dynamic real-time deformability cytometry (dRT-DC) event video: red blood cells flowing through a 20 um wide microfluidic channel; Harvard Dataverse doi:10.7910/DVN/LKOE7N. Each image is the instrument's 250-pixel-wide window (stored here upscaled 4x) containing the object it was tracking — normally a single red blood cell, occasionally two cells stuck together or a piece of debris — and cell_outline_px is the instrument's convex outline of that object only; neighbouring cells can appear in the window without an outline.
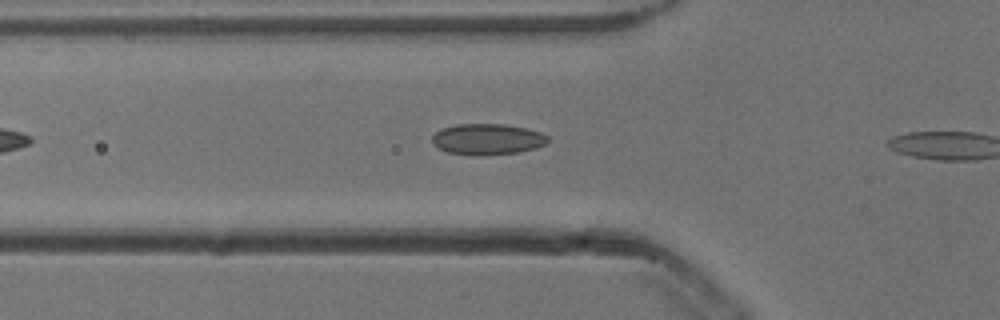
{"species": "common noctule bat (a hibernating species)", "species_latin": "Nyctalus noctula", "temperature_condition": "cold", "stored_images_in_passage": 10, "camera_frame_rate_fps": 3000, "um_per_image_px": 0.085, "animal": {"sex": "male", "body_mass_g": 13.3}, "frame": {"image": 1, "passage_image": 9, "time_ms": 2.667, "image_size_px": [1000, 320], "cell_outline_px": [[548, 140], [544, 144], [536, 148], [520, 152], [448, 152], [432, 144], [432, 136], [440, 128], [456, 124], [504, 124], [524, 128], [540, 132], [548, 136]], "centroid_in_image_um": [41.43, 11.77], "position_along_channel_um": 84.4, "area_um2": 19.88}}